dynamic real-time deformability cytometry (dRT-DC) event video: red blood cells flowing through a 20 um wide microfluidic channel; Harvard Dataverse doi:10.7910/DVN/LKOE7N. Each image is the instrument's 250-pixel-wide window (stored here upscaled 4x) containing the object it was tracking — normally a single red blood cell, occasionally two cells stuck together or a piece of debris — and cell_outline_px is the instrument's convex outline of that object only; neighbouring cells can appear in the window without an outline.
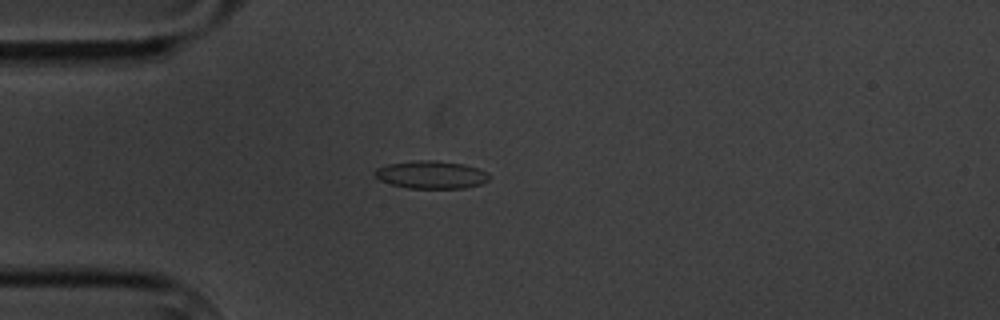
{"species": "common noctule bat (a hibernating species)", "species_latin": "Nyctalus noctula", "temperature_condition": "cold", "stored_images_in_passage": 6, "camera_frame_rate_fps": 3000, "um_per_image_px": 0.085, "animal": {"sex": "male", "body_mass_g": 20.1, "forearm_length_mm": 53.5}, "frame": {"image": 1, "passage_image": 4, "time_ms": 3.667, "image_size_px": [1000, 320], "cell_outline_px": [[488, 180], [480, 184], [464, 188], [408, 188], [392, 184], [380, 180], [372, 172], [376, 168], [388, 164], [420, 160], [436, 160], [464, 164], [480, 168], [488, 172]], "centroid_in_image_um": [36.66, 14.84], "position_along_channel_um": 48.3, "area_um2": 18.5}}
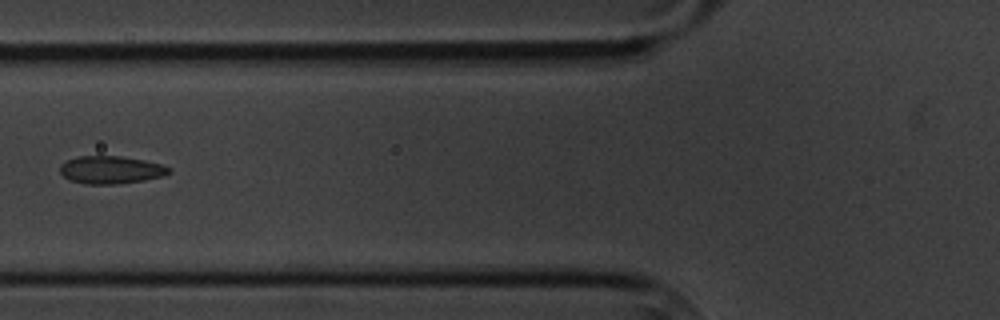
{"frame": {"image": 2, "passage_image": 6, "time_ms": 6.0, "image_size_px": [1000, 320], "cell_outline_px": [[172, 172], [164, 176], [144, 180], [116, 184], [84, 184], [68, 180], [60, 172], [60, 164], [76, 156], [120, 156], [144, 160], [160, 164], [172, 168]], "centroid_in_image_um": [9.43, 14.44], "position_along_channel_um": 116.4, "area_um2": 17.74}}